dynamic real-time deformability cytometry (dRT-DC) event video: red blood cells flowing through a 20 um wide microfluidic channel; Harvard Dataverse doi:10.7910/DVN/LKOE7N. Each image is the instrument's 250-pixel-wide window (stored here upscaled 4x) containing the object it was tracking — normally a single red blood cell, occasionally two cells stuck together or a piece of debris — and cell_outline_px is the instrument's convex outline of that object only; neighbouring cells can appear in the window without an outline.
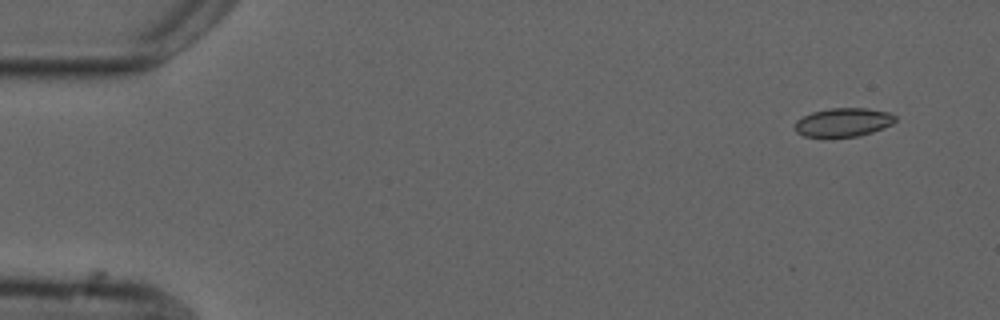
{"species": "common noctule bat (a hibernating species)", "species_latin": "Nyctalus noctula", "temperature_condition": "cold", "stored_images_in_passage": 2, "camera_frame_rate_fps": 3000, "um_per_image_px": 0.085, "animal": {"sex": "male", "forearm_length_mm": 52.5}, "frame": {"image": 1, "passage_image": 1, "time_ms": 0.0, "image_size_px": [1000, 320], "cell_outline_px": [[896, 120], [892, 124], [872, 132], [860, 136], [804, 136], [796, 132], [796, 120], [812, 112], [828, 108], [868, 108], [888, 112], [896, 116]], "centroid_in_image_um": [71.7, 10.38], "position_along_channel_um": 13.3, "area_um2": 16.59}}